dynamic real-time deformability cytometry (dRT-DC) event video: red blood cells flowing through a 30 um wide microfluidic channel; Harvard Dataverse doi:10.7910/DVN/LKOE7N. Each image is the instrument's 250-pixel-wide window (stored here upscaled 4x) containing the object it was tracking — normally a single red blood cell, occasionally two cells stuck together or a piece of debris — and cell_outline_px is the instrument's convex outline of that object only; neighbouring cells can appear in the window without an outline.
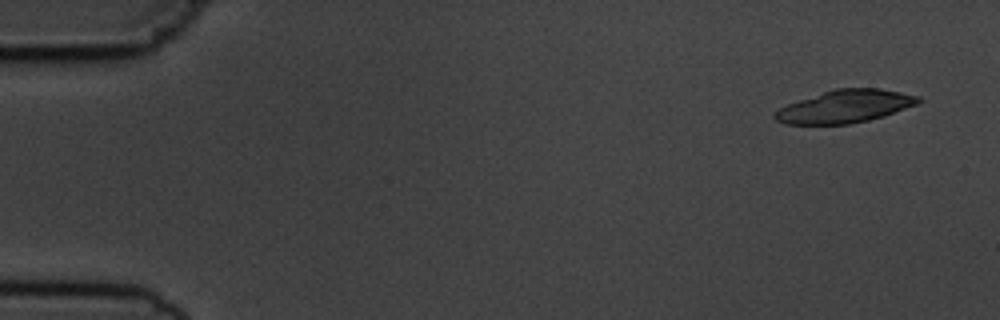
{"species": "common noctule bat (a hibernating species)", "species_latin": "Nyctalus noctula", "temperature_condition": "cold", "stored_images_in_passage": 3, "camera_frame_rate_fps": 3000, "um_per_image_px": 0.085, "animal": {"sex": "male", "body_mass_g": 19.5, "forearm_length_mm": 54.6}, "frame": {"image": 1, "passage_image": 1, "time_ms": 0.0, "image_size_px": [1000, 320], "cell_outline_px": [[924, 100], [916, 104], [884, 116], [868, 120], [848, 124], [784, 124], [776, 120], [772, 116], [780, 108], [788, 104], [836, 88], [880, 88], [920, 96]], "centroid_in_image_um": [71.86, 9.05], "position_along_channel_um": 13.1, "area_um2": 27.11}}